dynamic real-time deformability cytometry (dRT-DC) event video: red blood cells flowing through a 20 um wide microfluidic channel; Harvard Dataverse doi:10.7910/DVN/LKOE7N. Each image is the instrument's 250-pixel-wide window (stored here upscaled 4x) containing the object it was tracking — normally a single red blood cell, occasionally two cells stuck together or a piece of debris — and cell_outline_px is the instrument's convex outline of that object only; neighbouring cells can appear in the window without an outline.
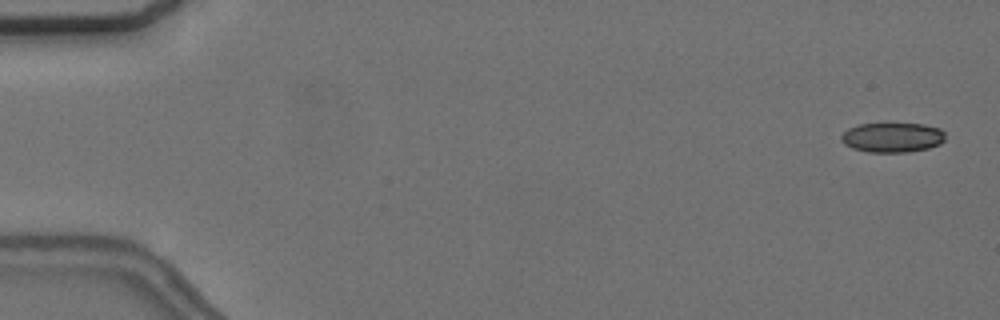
{"species": "common noctule bat (a hibernating species)", "species_latin": "Nyctalus noctula", "temperature_condition": "cold", "stored_images_in_passage": 56, "camera_frame_rate_fps": 3000, "um_per_image_px": 0.085, "animal": {"sex": "female", "body_mass_g": 24.6, "forearm_length_mm": 56.2}, "frame": {"image": 1, "passage_image": 2, "time_ms": 0.333, "image_size_px": [1000, 320], "cell_outline_px": [[944, 140], [940, 144], [928, 148], [908, 152], [868, 152], [852, 148], [844, 144], [840, 140], [840, 136], [848, 128], [860, 124], [924, 124], [940, 128], [944, 132]], "centroid_in_image_um": [75.84, 11.68], "position_along_channel_um": 9.2, "area_um2": 18.03}}
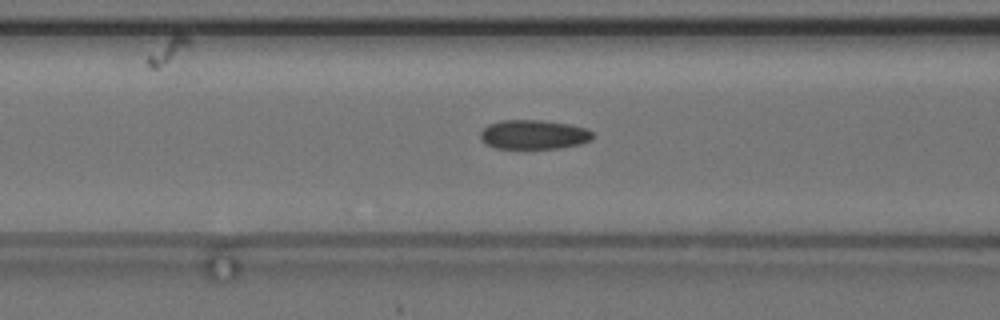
{"frame": {"image": 2, "passage_image": 23, "time_ms": 7.333, "image_size_px": [1000, 320], "cell_outline_px": [[592, 140], [580, 144], [560, 148], [496, 148], [480, 140], [480, 132], [488, 124], [500, 120], [544, 120], [572, 124], [588, 128], [592, 132]], "centroid_in_image_um": [45.39, 11.42], "position_along_channel_um": 121.2, "area_um2": 19.36}}
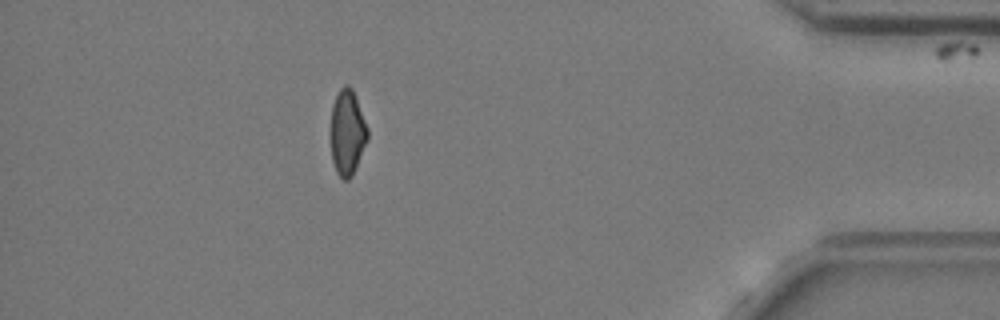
{"frame": {"image": 3, "passage_image": 50, "time_ms": 16.333, "image_size_px": [1000, 320], "cell_outline_px": [[368, 140], [356, 168], [352, 176], [348, 180], [344, 180], [336, 172], [332, 160], [328, 132], [332, 104], [340, 88], [344, 84], [348, 84], [352, 88], [356, 96], [368, 128]], "centroid_in_image_um": [29.49, 11.25], "position_along_channel_um": 405.7, "area_um2": 19.13}, "authors_computed_cell_mechanics": {"area_um2": 19.2185, "velocity_mm_per_s": 3.6916, "shape_relaxation_time_tau1_ms": 10.6027, "shape_relaxation_time_tau2_ms": 1.8362, "deformation_change_tau1": 0.1633, "deformation_change_tau2": 0.0639}}